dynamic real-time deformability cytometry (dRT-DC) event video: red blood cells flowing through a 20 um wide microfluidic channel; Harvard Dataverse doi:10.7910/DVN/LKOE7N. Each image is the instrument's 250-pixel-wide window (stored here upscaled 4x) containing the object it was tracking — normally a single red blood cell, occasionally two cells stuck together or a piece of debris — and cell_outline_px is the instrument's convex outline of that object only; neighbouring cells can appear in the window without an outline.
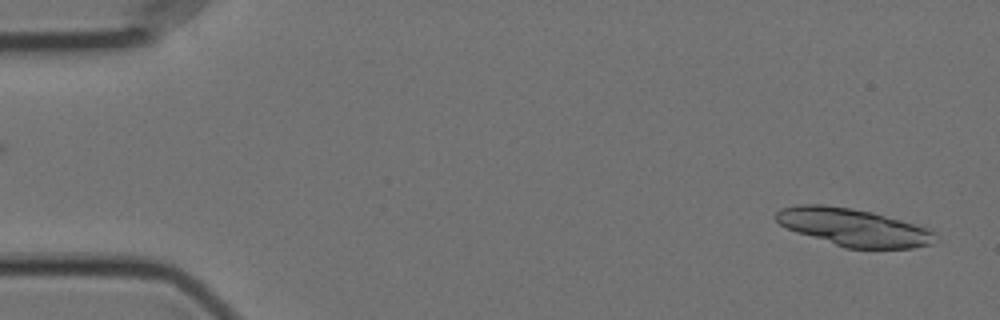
{"species": "Egyptian fruit bat (a non-hibernating species)", "species_latin": "Rousettus aegyptiacus", "temperature_condition": "cold", "stored_images_in_passage": 23, "camera_frame_rate_fps": 3000, "um_per_image_px": 0.085, "animal": {"sex": "female"}, "frame": {"image": 1, "passage_image": 2, "time_ms": 0.333, "image_size_px": [1000, 320], "cell_outline_px": [[940, 240], [932, 244], [912, 248], [844, 248], [796, 232], [780, 224], [772, 216], [780, 208], [796, 204], [824, 204], [852, 208], [872, 212], [928, 228], [936, 232]], "centroid_in_image_um": [72.54, 19.32], "position_along_channel_um": 12.5, "area_um2": 35.2}}
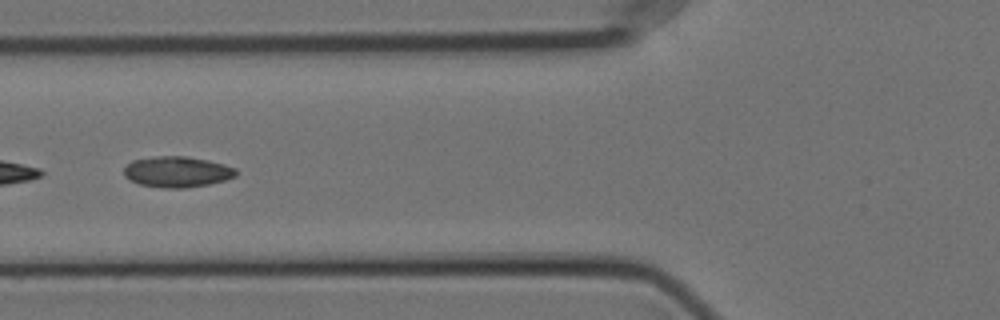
{"frame": {"image": 2, "passage_image": 21, "time_ms": 6.667, "image_size_px": [1000, 320], "cell_outline_px": [[236, 176], [224, 180], [208, 184], [184, 188], [164, 188], [140, 184], [128, 180], [124, 176], [124, 168], [132, 160], [152, 156], [188, 156], [208, 160], [224, 164], [236, 168]], "centroid_in_image_um": [15.03, 14.59], "position_along_channel_um": 110.8, "area_um2": 20.23}}